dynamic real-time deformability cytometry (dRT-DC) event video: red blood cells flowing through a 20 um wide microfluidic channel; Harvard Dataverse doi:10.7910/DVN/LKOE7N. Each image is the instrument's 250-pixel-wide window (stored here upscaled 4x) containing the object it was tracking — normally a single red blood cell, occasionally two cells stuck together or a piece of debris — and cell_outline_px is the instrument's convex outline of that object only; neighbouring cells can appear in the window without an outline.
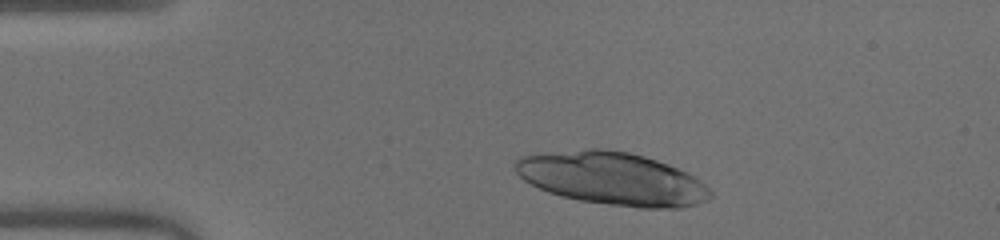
{"species": "human", "species_latin": "Homo sapiens", "temperature_condition": "warm", "stored_images_in_passage": 41, "camera_frame_rate_fps": 3000, "um_per_image_px": 0.085, "donor": {"sex": "male"}, "frame": {"image": 1, "passage_image": 1, "time_ms": 0.0, "image_size_px": [1000, 240], "cell_outline_px": [[712, 196], [708, 200], [696, 204], [680, 208], [640, 208], [608, 204], [580, 200], [560, 196], [548, 192], [524, 180], [516, 172], [512, 164], [520, 156], [588, 148], [608, 148], [628, 152], [644, 156], [668, 164], [688, 172], [700, 180], [712, 192]], "centroid_in_image_um": [52.05, 15.18], "position_along_channel_um": 32.9, "area_um2": 60.17}}